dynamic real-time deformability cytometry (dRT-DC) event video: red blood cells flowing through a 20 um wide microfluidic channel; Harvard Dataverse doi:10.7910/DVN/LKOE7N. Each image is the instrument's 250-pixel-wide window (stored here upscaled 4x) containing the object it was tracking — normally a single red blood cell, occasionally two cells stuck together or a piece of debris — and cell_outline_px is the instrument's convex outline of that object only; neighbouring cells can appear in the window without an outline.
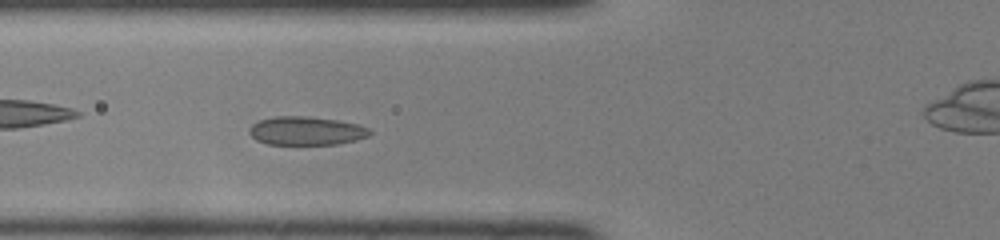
{"species": "common noctule bat (a hibernating species)", "species_latin": "Nyctalus noctula", "temperature_condition": "room temperature", "stored_images_in_passage": 38, "camera_frame_rate_fps": 3000, "um_per_image_px": 0.085, "animal": {"sex": "female", "body_mass_g": 22.0, "forearm_length_mm": 56.7}, "frame": {"image": 1, "passage_image": 11, "time_ms": 3.333, "image_size_px": [1000, 240], "cell_outline_px": [[372, 132], [368, 136], [356, 140], [336, 144], [268, 144], [256, 140], [248, 132], [248, 128], [252, 124], [260, 120], [276, 116], [308, 116], [336, 120], [356, 124], [368, 128]], "centroid_in_image_um": [26.0, 11.12], "position_along_channel_um": 99.8, "area_um2": 19.94}}
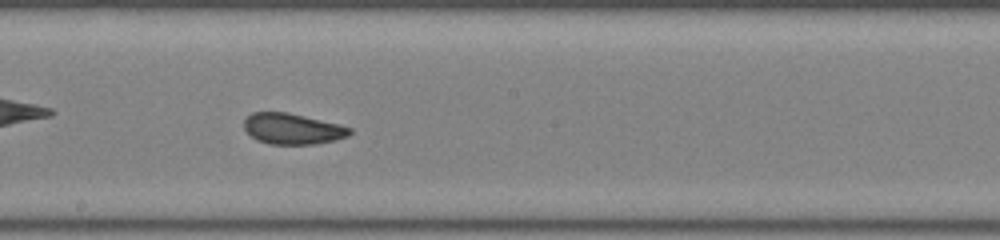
{"frame": {"image": 2, "passage_image": 20, "time_ms": 6.333, "image_size_px": [1000, 240], "cell_outline_px": [[352, 132], [348, 136], [336, 140], [316, 144], [268, 144], [256, 140], [244, 128], [244, 120], [252, 112], [288, 112], [340, 124], [352, 128]], "centroid_in_image_um": [24.88, 10.95], "position_along_channel_um": 223.3, "area_um2": 19.13}}
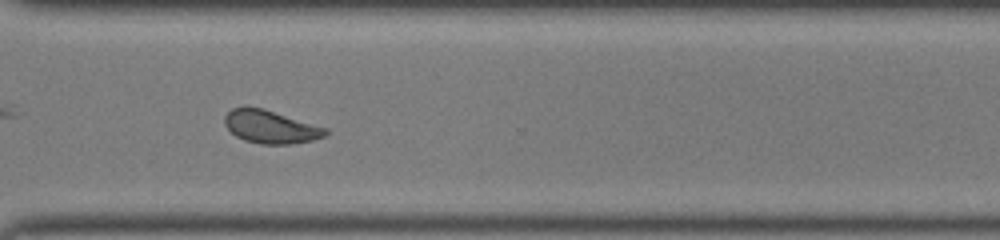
{"frame": {"image": 3, "passage_image": 29, "time_ms": 9.333, "image_size_px": [1000, 240], "cell_outline_px": [[328, 132], [324, 136], [312, 140], [288, 144], [260, 144], [244, 140], [236, 136], [224, 124], [224, 116], [232, 108], [260, 108], [328, 128]], "centroid_in_image_um": [23.0, 10.8], "position_along_channel_um": 347.6, "area_um2": 18.96}, "authors_computed_cell_mechanics": {"area_um2": 19.2474, "velocity_mm_per_s": 4.1247, "shape_relaxation_time_tau1_ms": 5.2769, "shape_relaxation_time_tau2_ms": 1.1829, "deformation_change_tau1": 0.1275, "deformation_change_tau2": 0.0528}}